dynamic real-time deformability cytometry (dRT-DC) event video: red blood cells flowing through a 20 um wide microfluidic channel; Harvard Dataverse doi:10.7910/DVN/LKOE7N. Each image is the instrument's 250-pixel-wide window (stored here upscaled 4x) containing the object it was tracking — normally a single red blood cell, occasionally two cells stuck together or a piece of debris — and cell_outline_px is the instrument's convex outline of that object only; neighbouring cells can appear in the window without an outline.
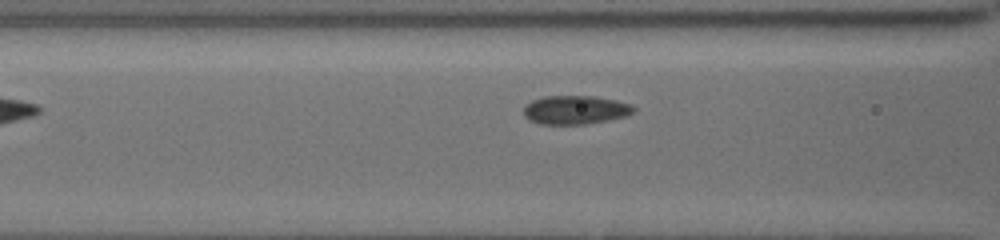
{"species": "common noctule bat (a hibernating species)", "species_latin": "Nyctalus noctula", "temperature_condition": "cold", "stored_images_in_passage": 6, "camera_frame_rate_fps": 3000, "um_per_image_px": 0.085, "animal": {"sex": "female", "body_mass_g": 19.5, "forearm_length_mm": 54.1}, "frame": {"image": 1, "passage_image": 6, "time_ms": 4.667, "image_size_px": [1000, 240], "cell_outline_px": [[636, 112], [628, 116], [608, 120], [584, 124], [540, 124], [528, 120], [524, 116], [524, 104], [532, 100], [544, 96], [596, 96], [616, 100], [632, 104], [636, 108]], "centroid_in_image_um": [48.92, 9.33], "position_along_channel_um": 117.7, "area_um2": 18.73}}